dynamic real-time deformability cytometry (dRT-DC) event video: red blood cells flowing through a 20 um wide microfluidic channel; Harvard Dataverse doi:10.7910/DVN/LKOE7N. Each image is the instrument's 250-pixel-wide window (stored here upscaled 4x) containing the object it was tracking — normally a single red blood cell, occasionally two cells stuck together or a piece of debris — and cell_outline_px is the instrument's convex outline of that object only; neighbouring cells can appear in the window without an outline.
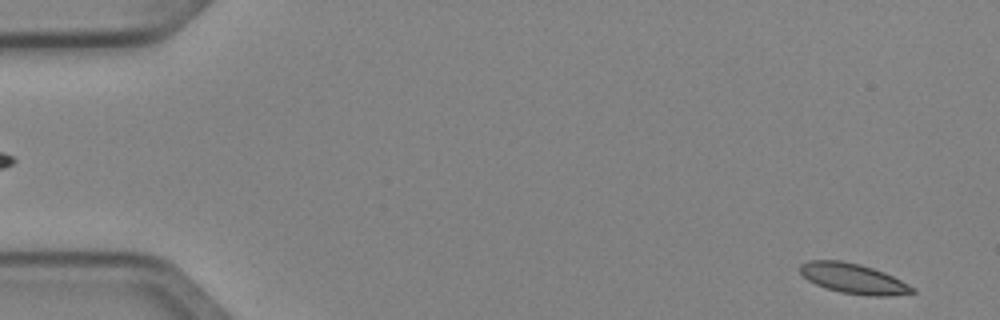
{"species": "Egyptian fruit bat (a non-hibernating species)", "species_latin": "Rousettus aegyptiacus", "temperature_condition": "cold", "stored_images_in_passage": 50, "camera_frame_rate_fps": 3000, "um_per_image_px": 0.085, "animal": {"sex": "female"}, "frame": {"image": 1, "passage_image": 2, "time_ms": 0.333, "image_size_px": [1000, 320], "cell_outline_px": [[916, 292], [888, 296], [868, 296], [840, 292], [816, 284], [808, 280], [800, 272], [800, 264], [808, 260], [840, 260], [860, 264], [884, 272], [916, 288]], "centroid_in_image_um": [72.54, 23.67], "position_along_channel_um": 12.5, "area_um2": 19.59}}
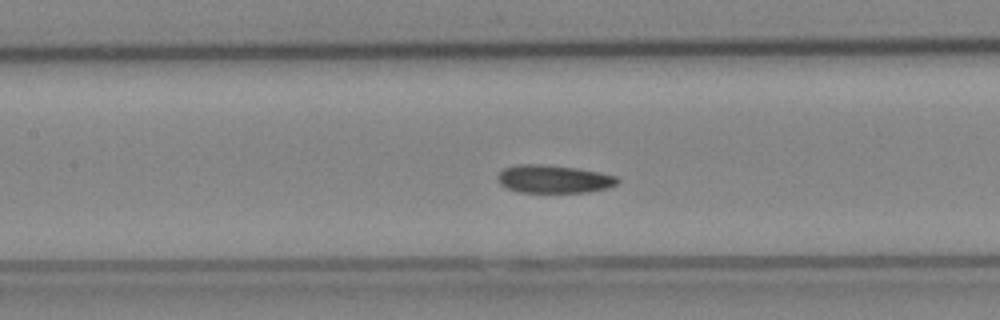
{"frame": {"image": 2, "passage_image": 23, "time_ms": 7.333, "image_size_px": [1000, 320], "cell_outline_px": [[620, 180], [616, 184], [608, 188], [588, 192], [520, 192], [508, 188], [500, 184], [496, 180], [496, 176], [504, 168], [516, 164], [544, 164], [576, 168], [600, 172], [616, 176]], "centroid_in_image_um": [47.05, 15.21], "position_along_channel_um": 160.3, "area_um2": 19.65}}
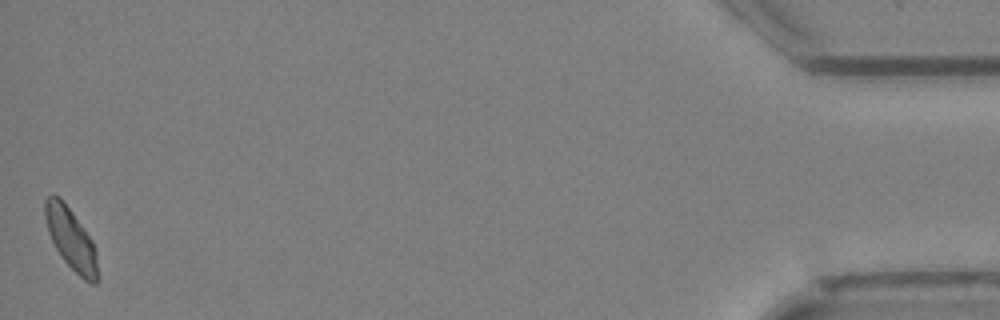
{"frame": {"image": 3, "passage_image": 50, "time_ms": 16.333, "image_size_px": [1000, 320], "cell_outline_px": [[100, 280], [96, 284], [92, 284], [84, 280], [64, 260], [56, 248], [48, 232], [44, 216], [44, 200], [48, 196], [60, 196], [72, 212], [92, 240], [96, 252]], "centroid_in_image_um": [6.05, 20.34], "position_along_channel_um": 429.1, "area_um2": 18.84}, "authors_computed_cell_mechanics": {"area_um2": 19.363, "velocity_mm_per_s": 4.0054, "shape_relaxation_time_tau1_ms": null, "shape_relaxation_time_tau2_ms": 2.4995, "deformation_change_tau1": null, "deformation_change_tau2": 0.067}}